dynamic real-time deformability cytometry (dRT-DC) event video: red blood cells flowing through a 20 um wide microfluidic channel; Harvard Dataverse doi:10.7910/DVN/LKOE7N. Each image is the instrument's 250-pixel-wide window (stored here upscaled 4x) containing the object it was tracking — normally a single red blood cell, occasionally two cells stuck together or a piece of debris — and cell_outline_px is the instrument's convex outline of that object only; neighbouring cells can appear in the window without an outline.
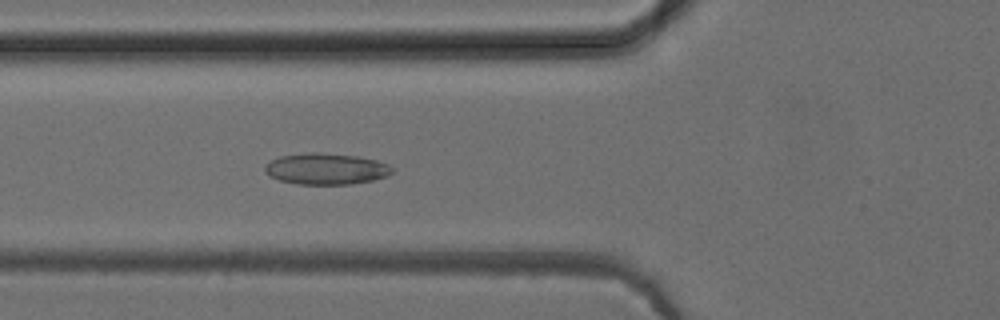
{"species": "common noctule bat (a hibernating species)", "species_latin": "Nyctalus noctula", "temperature_condition": "cold", "stored_images_in_passage": 52, "camera_frame_rate_fps": 3000, "um_per_image_px": 0.085, "animal": {"sex": "female", "body_mass_g": 24.6, "forearm_length_mm": 56.2}, "frame": {"image": 1, "passage_image": 19, "time_ms": 6.0, "image_size_px": [1000, 320], "cell_outline_px": [[392, 172], [388, 176], [372, 180], [352, 184], [300, 184], [280, 180], [264, 172], [264, 168], [272, 160], [280, 156], [312, 152], [320, 152], [356, 156], [376, 160], [388, 164], [392, 168]], "centroid_in_image_um": [27.74, 14.35], "position_along_channel_um": 98.1, "area_um2": 22.95}}
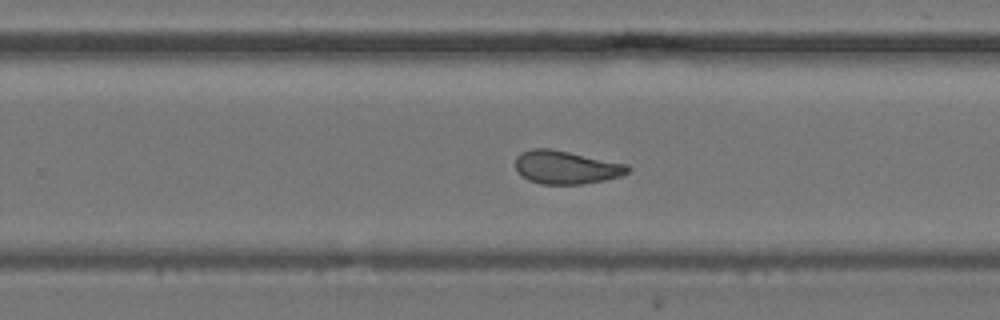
{"frame": {"image": 2, "passage_image": 33, "time_ms": 10.667, "image_size_px": [1000, 320], "cell_outline_px": [[632, 168], [628, 172], [620, 176], [604, 180], [584, 184], [540, 184], [528, 180], [516, 172], [516, 156], [520, 152], [532, 148], [552, 148], [628, 164]], "centroid_in_image_um": [48.1, 14.21], "position_along_channel_um": 281.7, "area_um2": 22.08}}
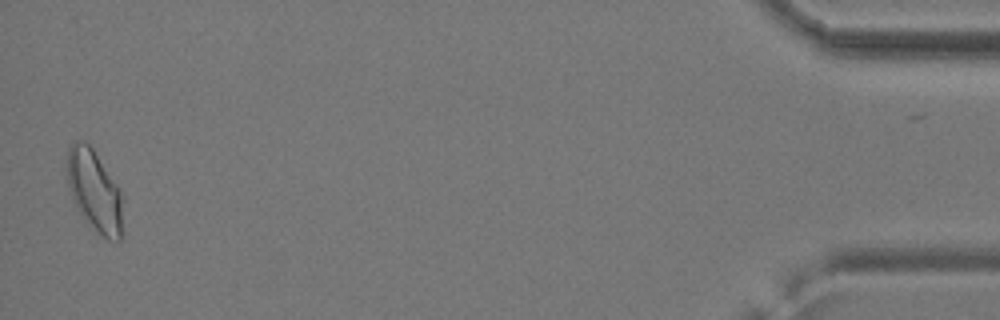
{"frame": {"image": 3, "passage_image": 51, "time_ms": 16.667, "image_size_px": [1000, 320], "cell_outline_px": [[124, 200], [120, 240], [108, 240], [96, 232], [84, 220], [76, 208], [72, 200], [68, 184], [68, 148], [76, 140], [84, 140], [92, 148], [124, 196]], "centroid_in_image_um": [8.05, 16.27], "position_along_channel_um": 427.2, "area_um2": 26.53}, "authors_computed_cell_mechanics": {"area_um2": 23.4957, "velocity_mm_per_s": 3.9222, "shape_relaxation_time_tau1_ms": 7.8109, "shape_relaxation_time_tau2_ms": 2.3046, "deformation_change_tau1": 0.092, "deformation_change_tau2": 0.0951}}